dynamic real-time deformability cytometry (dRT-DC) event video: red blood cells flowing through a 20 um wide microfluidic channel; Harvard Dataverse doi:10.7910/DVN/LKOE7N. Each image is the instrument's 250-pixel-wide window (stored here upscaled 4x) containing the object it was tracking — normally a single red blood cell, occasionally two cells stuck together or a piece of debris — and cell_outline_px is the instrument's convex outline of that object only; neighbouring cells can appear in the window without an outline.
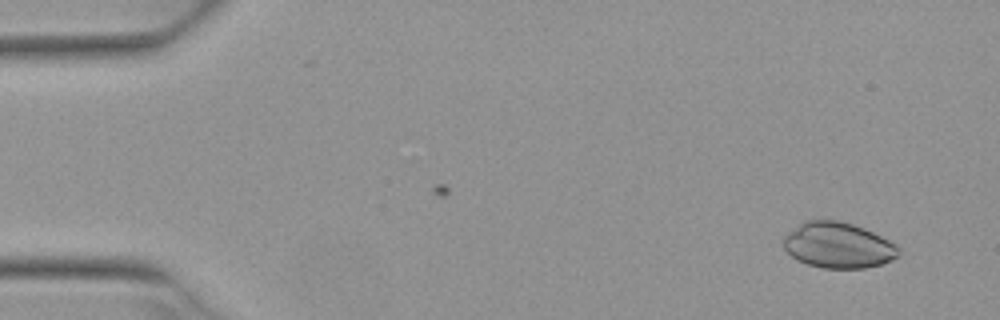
{"species": "Egyptian fruit bat (a non-hibernating species)", "species_latin": "Rousettus aegyptiacus", "temperature_condition": "warm", "stored_images_in_passage": 2, "camera_frame_rate_fps": 3000, "um_per_image_px": 0.085, "animal": {"sex": "female"}, "frame": {"image": 1, "passage_image": 2, "time_ms": 0.333, "image_size_px": [1000, 320], "cell_outline_px": [[900, 256], [892, 260], [880, 264], [864, 268], [824, 268], [808, 264], [796, 260], [784, 248], [784, 236], [788, 232], [804, 220], [836, 220], [852, 224], [864, 228], [896, 244], [900, 248]], "centroid_in_image_um": [71.25, 20.85], "position_along_channel_um": 13.8, "area_um2": 30.63}}